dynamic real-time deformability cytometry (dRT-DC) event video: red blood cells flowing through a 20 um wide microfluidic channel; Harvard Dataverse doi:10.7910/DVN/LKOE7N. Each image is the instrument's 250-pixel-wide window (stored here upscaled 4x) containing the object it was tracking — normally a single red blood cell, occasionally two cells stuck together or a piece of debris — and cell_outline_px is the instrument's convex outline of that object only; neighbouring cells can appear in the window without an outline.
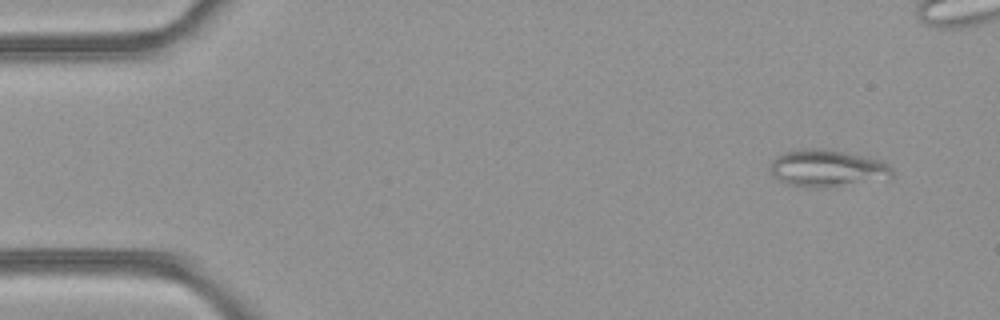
{"species": "common noctule bat (a hibernating species)", "species_latin": "Nyctalus noctula", "temperature_condition": "room temperature", "stored_images_in_passage": 47, "camera_frame_rate_fps": 3000, "um_per_image_px": 0.085, "animal": {"sex": "female", "body_mass_g": 21.9}, "frame": {"image": 1, "passage_image": 1, "time_ms": 0.0, "image_size_px": [1000, 320], "cell_outline_px": [[892, 176], [816, 188], [788, 184], [772, 176], [768, 168], [772, 160], [776, 156], [784, 152], [804, 148], [824, 148], [868, 156], [880, 160], [888, 164], [892, 168]], "centroid_in_image_um": [70.21, 14.25], "position_along_channel_um": 14.8, "area_um2": 25.89}}
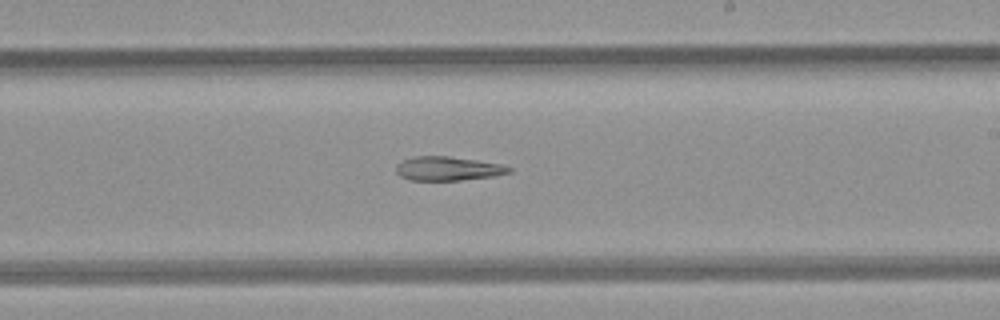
{"frame": {"image": 2, "passage_image": 26, "time_ms": 8.333, "image_size_px": [1000, 320], "cell_outline_px": [[512, 172], [496, 176], [460, 180], [408, 180], [400, 176], [396, 172], [396, 164], [404, 160], [416, 156], [448, 156], [476, 160], [500, 164], [512, 168]], "centroid_in_image_um": [38.07, 14.33], "position_along_channel_um": 250.9, "area_um2": 15.78}}
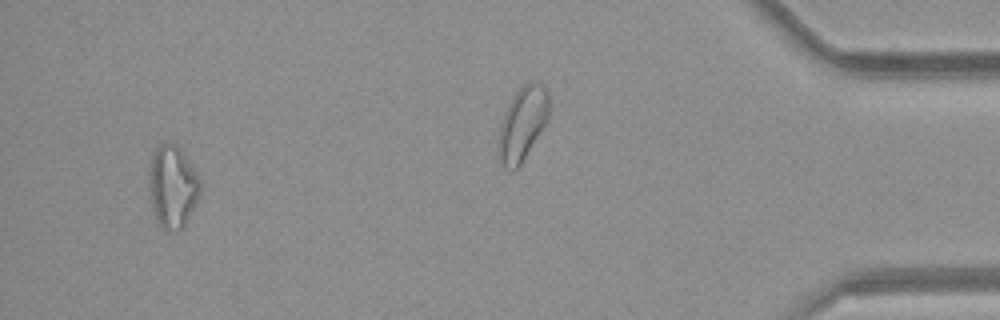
{"frame": {"image": 3, "passage_image": 44, "time_ms": 14.333, "image_size_px": [1000, 320], "cell_outline_px": [[200, 196], [184, 228], [176, 232], [168, 232], [156, 220], [152, 208], [148, 180], [152, 156], [156, 148], [160, 144], [176, 144], [200, 176]], "centroid_in_image_um": [14.69, 15.92], "position_along_channel_um": 420.5, "area_um2": 24.74}}